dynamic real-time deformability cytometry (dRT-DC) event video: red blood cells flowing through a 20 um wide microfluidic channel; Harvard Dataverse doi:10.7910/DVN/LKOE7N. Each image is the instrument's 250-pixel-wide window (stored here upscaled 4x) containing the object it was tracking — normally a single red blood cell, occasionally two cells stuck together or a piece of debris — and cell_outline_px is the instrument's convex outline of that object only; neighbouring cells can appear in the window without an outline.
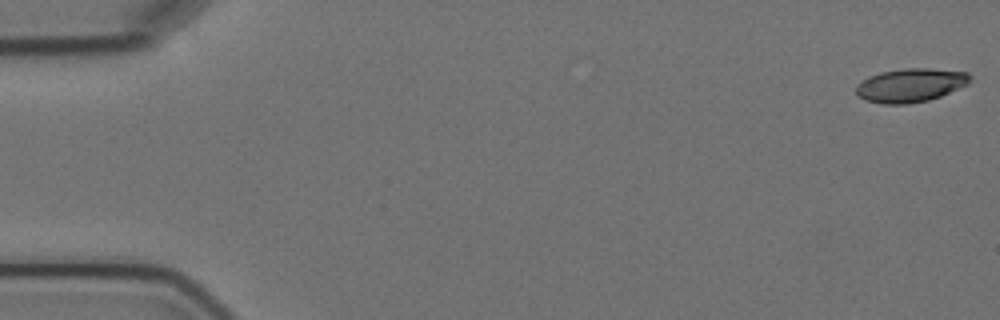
{"species": "Egyptian fruit bat (a non-hibernating species)", "species_latin": "Rousettus aegyptiacus", "temperature_condition": "cold", "stored_images_in_passage": 6, "camera_frame_rate_fps": 3000, "um_per_image_px": 0.085, "animal": {"sex": "female"}, "frame": {"image": 1, "passage_image": 1, "time_ms": 0.0, "image_size_px": [1000, 320], "cell_outline_px": [[972, 80], [968, 84], [940, 96], [928, 100], [908, 104], [884, 104], [864, 100], [856, 96], [856, 84], [868, 76], [880, 72], [904, 68], [928, 68], [968, 72], [972, 76]], "centroid_in_image_um": [77.37, 7.24], "position_along_channel_um": 7.6, "area_um2": 22.6}}
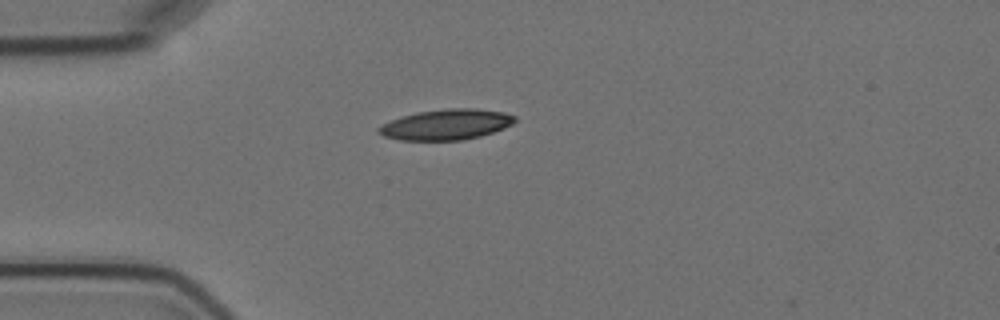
{"frame": {"image": 2, "passage_image": 5, "time_ms": 4.667, "image_size_px": [1000, 320], "cell_outline_px": [[516, 120], [512, 124], [504, 128], [480, 136], [460, 140], [400, 140], [384, 136], [376, 132], [376, 128], [400, 116], [416, 112], [448, 108], [476, 108], [504, 112], [516, 116]], "centroid_in_image_um": [37.92, 10.58], "position_along_channel_um": 47.1, "area_um2": 24.28}}